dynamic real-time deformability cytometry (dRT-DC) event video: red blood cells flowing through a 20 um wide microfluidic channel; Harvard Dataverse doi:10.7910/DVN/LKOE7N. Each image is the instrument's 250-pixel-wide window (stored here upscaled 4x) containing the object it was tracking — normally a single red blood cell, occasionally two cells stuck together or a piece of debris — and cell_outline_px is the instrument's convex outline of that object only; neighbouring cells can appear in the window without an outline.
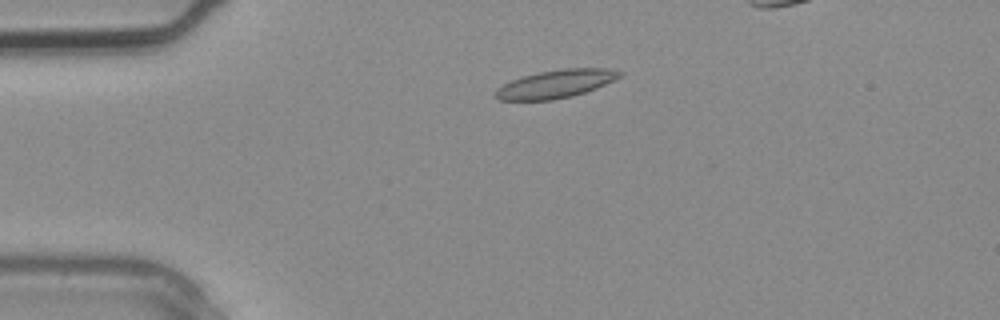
{"species": "common noctule bat (a hibernating species)", "species_latin": "Nyctalus noctula", "temperature_condition": "warm", "stored_images_in_passage": 2, "camera_frame_rate_fps": 3000, "um_per_image_px": 0.085, "animal": {"sex": "male", "body_mass_g": 20.4}, "frame": {"image": 1, "passage_image": 1, "time_ms": 0.0, "image_size_px": [1000, 320], "cell_outline_px": [[624, 72], [620, 76], [596, 88], [572, 96], [552, 100], [500, 100], [496, 96], [496, 88], [512, 80], [524, 76], [540, 72], [564, 68], [608, 68]], "centroid_in_image_um": [47.25, 7.13], "position_along_channel_um": 37.8, "area_um2": 20.0}}